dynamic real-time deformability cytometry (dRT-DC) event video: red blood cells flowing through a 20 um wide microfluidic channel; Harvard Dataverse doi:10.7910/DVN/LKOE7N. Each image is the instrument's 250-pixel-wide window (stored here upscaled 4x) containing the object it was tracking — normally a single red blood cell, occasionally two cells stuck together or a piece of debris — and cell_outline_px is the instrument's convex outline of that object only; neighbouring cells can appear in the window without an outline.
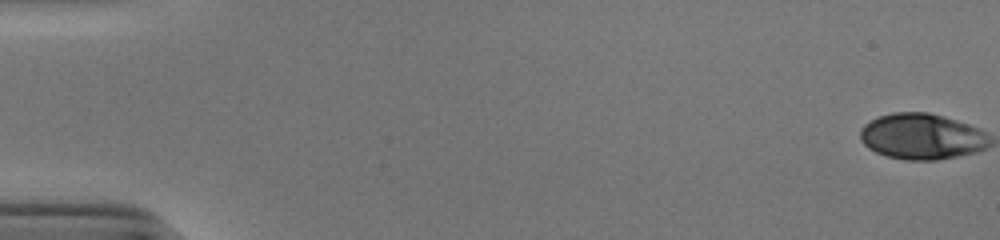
{"species": "human", "species_latin": "Homo sapiens", "temperature_condition": "cold", "stored_images_in_passage": 54, "camera_frame_rate_fps": 3000, "um_per_image_px": 0.085, "donor": {"sex": "male"}, "frame": {"image": 1, "passage_image": 1, "time_ms": 0.0, "image_size_px": [1000, 240], "cell_outline_px": [[980, 148], [968, 152], [948, 156], [892, 156], [880, 152], [872, 148], [860, 136], [860, 132], [872, 120], [880, 116], [900, 112], [924, 112], [960, 124], [968, 128]], "centroid_in_image_um": [78.01, 11.52], "position_along_channel_um": 7.0, "area_um2": 29.13}}
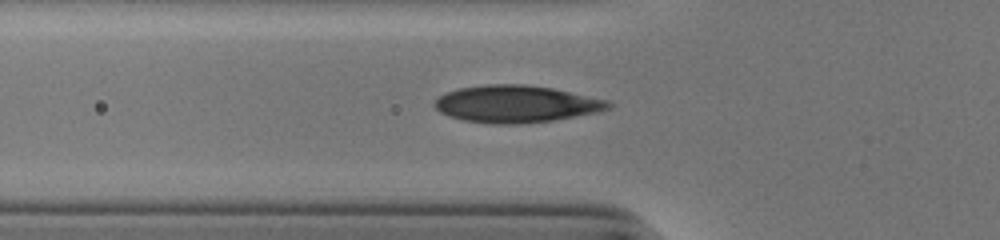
{"frame": {"image": 2, "passage_image": 20, "time_ms": 6.333, "image_size_px": [1000, 240], "cell_outline_px": [[608, 104], [600, 108], [568, 116], [548, 120], [472, 120], [456, 116], [444, 112], [436, 104], [436, 100], [440, 96], [464, 88], [548, 88], [596, 100]], "centroid_in_image_um": [43.74, 8.84], "position_along_channel_um": 82.1, "area_um2": 31.1}}
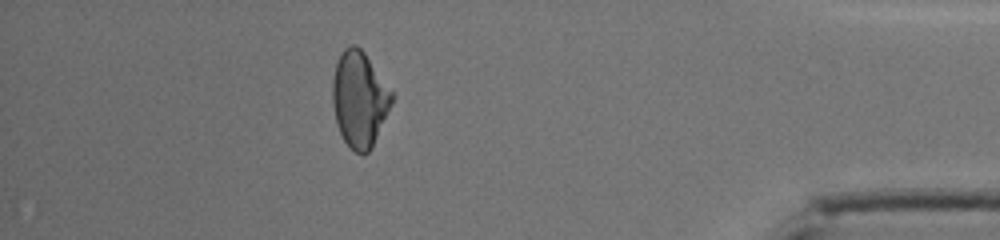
{"frame": {"image": 3, "passage_image": 48, "time_ms": 15.667, "image_size_px": [1000, 240], "cell_outline_px": [[392, 100], [372, 144], [368, 152], [356, 152], [344, 140], [340, 132], [336, 120], [336, 64], [340, 56], [348, 48], [360, 48], [392, 92]], "centroid_in_image_um": [30.59, 8.47], "position_along_channel_um": 404.6, "area_um2": 30.23}, "authors_computed_cell_mechanics": {"area_um2": 30.8652, "velocity_mm_per_s": 3.9003, "shape_relaxation_time_tau1_ms": 5.8441, "shape_relaxation_time_tau2_ms": 1.2774, "deformation_change_tau1": 0.1974, "deformation_change_tau2": 0.0754}}